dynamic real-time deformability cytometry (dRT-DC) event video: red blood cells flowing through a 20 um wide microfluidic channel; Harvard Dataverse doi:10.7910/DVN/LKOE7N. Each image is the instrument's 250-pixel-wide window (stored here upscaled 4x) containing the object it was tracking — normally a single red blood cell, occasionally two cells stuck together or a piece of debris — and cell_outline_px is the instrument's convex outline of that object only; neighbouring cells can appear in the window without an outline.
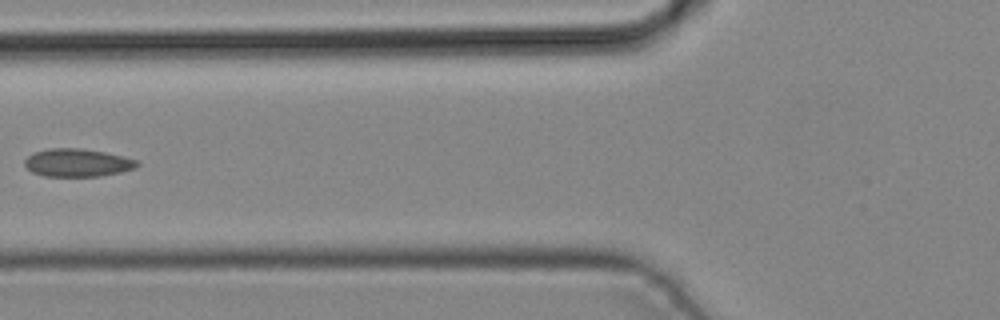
{"species": "common noctule bat (a hibernating species)", "species_latin": "Nyctalus noctula", "temperature_condition": "cold", "stored_images_in_passage": 6, "camera_frame_rate_fps": 3000, "um_per_image_px": 0.085, "animal": {"sex": "male", "body_mass_g": 19.2, "forearm_length_mm": 51.8}, "frame": {"image": 1, "passage_image": 6, "time_ms": 1.667, "image_size_px": [1000, 320], "cell_outline_px": [[140, 164], [136, 168], [120, 172], [100, 176], [44, 176], [32, 172], [24, 164], [24, 160], [32, 152], [48, 148], [80, 148], [104, 152], [124, 156], [136, 160]], "centroid_in_image_um": [6.57, 13.82], "position_along_channel_um": 119.2, "area_um2": 18.38}}